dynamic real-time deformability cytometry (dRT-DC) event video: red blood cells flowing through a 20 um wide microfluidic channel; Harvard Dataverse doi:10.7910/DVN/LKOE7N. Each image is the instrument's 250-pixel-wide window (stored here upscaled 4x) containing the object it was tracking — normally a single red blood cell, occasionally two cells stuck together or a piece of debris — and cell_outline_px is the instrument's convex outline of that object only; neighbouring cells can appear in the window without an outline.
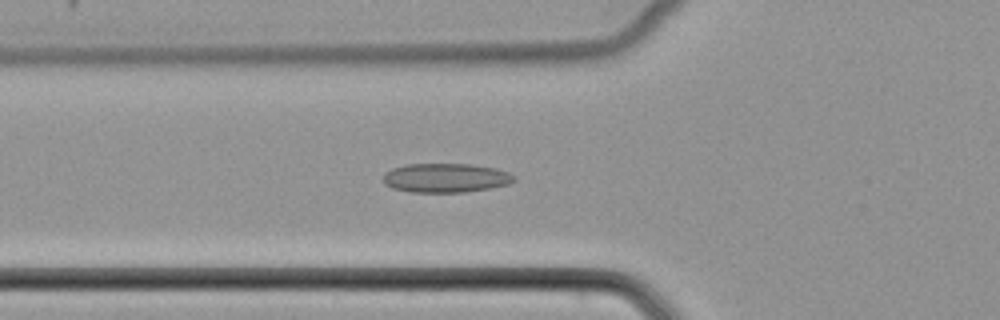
{"species": "common noctule bat (a hibernating species)", "species_latin": "Nyctalus noctula", "temperature_condition": "cold", "stored_images_in_passage": 51, "camera_frame_rate_fps": 3000, "um_per_image_px": 0.085, "animal": {"sex": "female", "body_mass_g": 22.7, "forearm_length_mm": 54.2}, "frame": {"image": 1, "passage_image": 19, "time_ms": 6.0, "image_size_px": [1000, 320], "cell_outline_px": [[516, 180], [508, 184], [488, 188], [464, 192], [412, 192], [392, 188], [384, 184], [384, 176], [392, 168], [408, 164], [468, 164], [496, 168], [508, 172], [516, 176]], "centroid_in_image_um": [37.91, 15.12], "position_along_channel_um": 87.9, "area_um2": 22.08}}
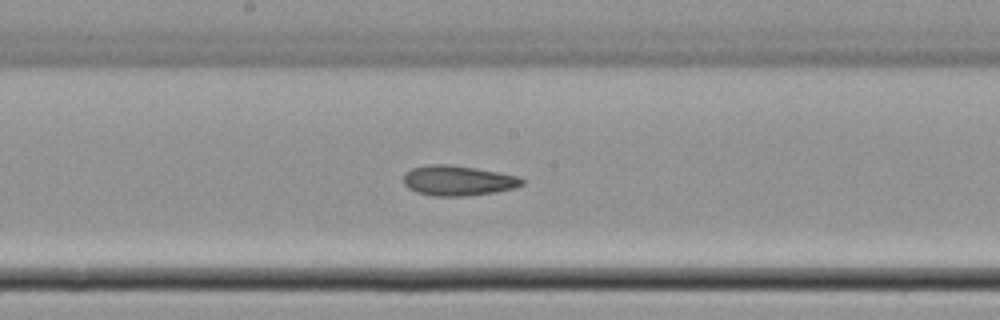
{"frame": {"image": 2, "passage_image": 28, "time_ms": 9.0, "image_size_px": [1000, 320], "cell_outline_px": [[524, 184], [516, 188], [496, 192], [468, 196], [432, 196], [416, 192], [408, 188], [404, 184], [404, 176], [412, 168], [428, 164], [448, 164], [476, 168], [520, 176], [524, 180]], "centroid_in_image_um": [38.96, 15.35], "position_along_channel_um": 209.2, "area_um2": 20.98}}
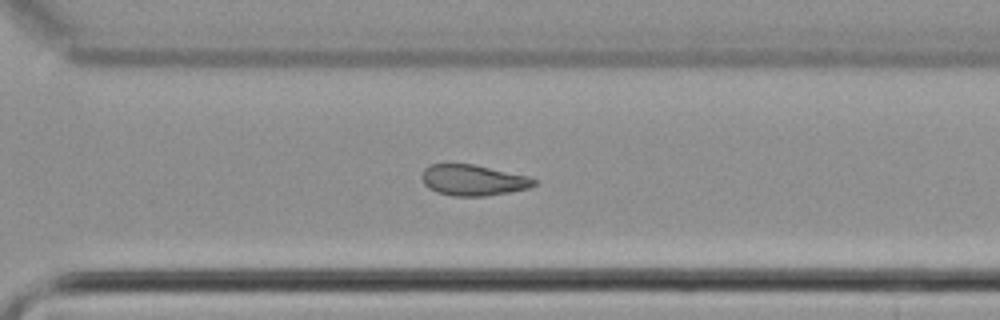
{"frame": {"image": 3, "passage_image": 37, "time_ms": 12.0, "image_size_px": [1000, 320], "cell_outline_px": [[536, 184], [528, 188], [508, 192], [484, 196], [452, 196], [436, 192], [428, 188], [424, 184], [420, 176], [424, 168], [428, 164], [472, 164], [528, 176], [536, 180]], "centroid_in_image_um": [40.15, 15.31], "position_along_channel_um": 330.4, "area_um2": 20.17}}